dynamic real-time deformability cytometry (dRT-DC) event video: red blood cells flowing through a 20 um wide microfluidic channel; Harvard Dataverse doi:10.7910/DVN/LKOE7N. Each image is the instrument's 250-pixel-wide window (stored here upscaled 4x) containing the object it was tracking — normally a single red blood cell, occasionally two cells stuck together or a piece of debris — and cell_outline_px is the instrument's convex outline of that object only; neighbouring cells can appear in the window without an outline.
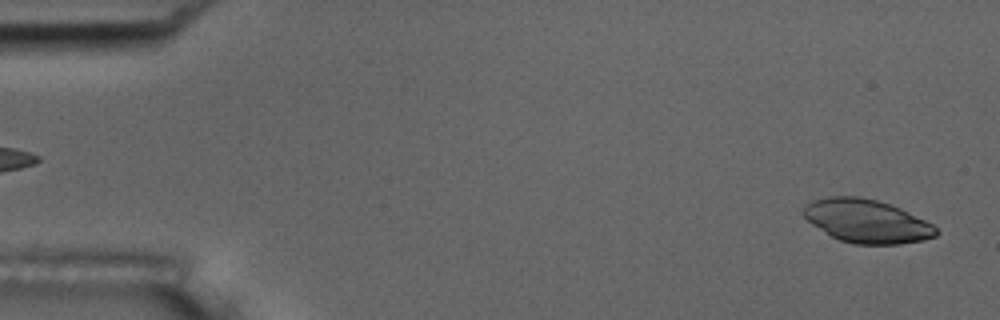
{"species": "common noctule bat (a hibernating species)", "species_latin": "Nyctalus noctula", "temperature_condition": "room temperature", "stored_images_in_passage": 55, "camera_frame_rate_fps": 3000, "um_per_image_px": 0.085, "animal": {"sex": "male", "body_mass_g": 17.5, "forearm_length_mm": 52.3}, "frame": {"image": 1, "passage_image": 2, "time_ms": 0.333, "image_size_px": [1000, 320], "cell_outline_px": [[940, 232], [936, 236], [924, 240], [900, 244], [856, 244], [840, 240], [832, 236], [812, 224], [804, 216], [804, 208], [812, 200], [828, 196], [860, 196], [876, 200], [900, 208], [932, 224]], "centroid_in_image_um": [73.69, 18.79], "position_along_channel_um": 11.3, "area_um2": 33.23}}